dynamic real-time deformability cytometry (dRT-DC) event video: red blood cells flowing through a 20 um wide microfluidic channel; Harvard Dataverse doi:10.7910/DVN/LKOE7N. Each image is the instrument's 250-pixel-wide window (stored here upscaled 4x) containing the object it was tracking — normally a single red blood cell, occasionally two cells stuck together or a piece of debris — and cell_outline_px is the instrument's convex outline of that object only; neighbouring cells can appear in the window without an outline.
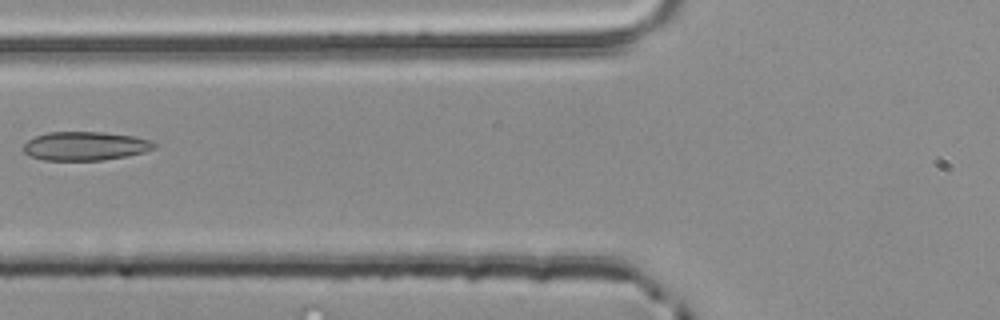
{"species": "common noctule bat (a hibernating species)", "species_latin": "Nyctalus noctula", "temperature_condition": "room temperature", "stored_images_in_passage": 5, "camera_frame_rate_fps": 3000, "um_per_image_px": 0.085, "animal": {"sex": "male", "body_mass_g": 20.4}, "frame": {"image": 1, "passage_image": 5, "time_ms": 1.333, "image_size_px": [1000, 320], "cell_outline_px": [[156, 148], [144, 152], [128, 156], [104, 160], [44, 160], [32, 156], [24, 152], [20, 148], [28, 140], [36, 136], [48, 132], [104, 132], [132, 136], [148, 140], [156, 144]], "centroid_in_image_um": [7.23, 12.41], "position_along_channel_um": 118.6, "area_um2": 21.91}}